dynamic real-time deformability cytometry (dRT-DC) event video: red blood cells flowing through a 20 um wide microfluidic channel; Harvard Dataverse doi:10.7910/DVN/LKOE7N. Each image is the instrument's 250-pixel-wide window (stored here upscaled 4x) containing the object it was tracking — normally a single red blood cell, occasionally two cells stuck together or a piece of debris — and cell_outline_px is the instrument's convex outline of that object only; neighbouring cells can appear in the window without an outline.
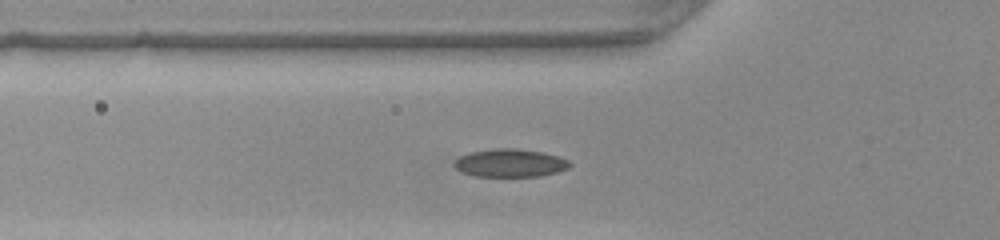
{"species": "common noctule bat (a hibernating species)", "species_latin": "Nyctalus noctula", "temperature_condition": "warm", "stored_images_in_passage": 39, "camera_frame_rate_fps": 3000, "um_per_image_px": 0.085, "animal": {"sex": "female", "body_mass_g": 22.0, "forearm_length_mm": 56.7}, "frame": {"image": 1, "passage_image": 12, "time_ms": 3.667, "image_size_px": [1000, 240], "cell_outline_px": [[572, 164], [568, 168], [556, 172], [540, 176], [476, 176], [460, 172], [452, 164], [460, 156], [472, 152], [500, 148], [512, 148], [540, 152], [556, 156], [568, 160]], "centroid_in_image_um": [43.34, 13.87], "position_along_channel_um": 82.5, "area_um2": 18.55}}
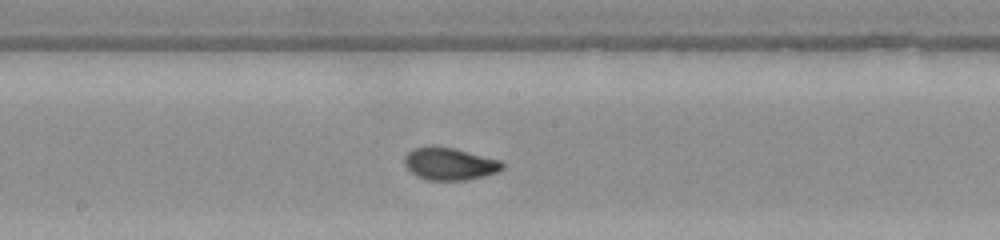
{"frame": {"image": 2, "passage_image": 21, "time_ms": 6.667, "image_size_px": [1000, 240], "cell_outline_px": [[504, 168], [496, 172], [484, 176], [468, 180], [428, 180], [416, 176], [404, 164], [404, 156], [408, 152], [416, 148], [452, 148], [500, 160], [504, 164]], "centroid_in_image_um": [38.24, 13.96], "position_along_channel_um": 210.0, "area_um2": 17.98}}
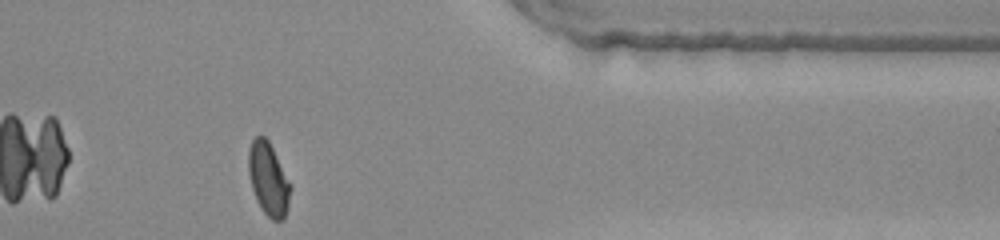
{"frame": {"image": 3, "passage_image": 35, "time_ms": 11.333, "image_size_px": [1000, 240], "cell_outline_px": [[292, 188], [284, 220], [272, 220], [264, 212], [256, 200], [252, 188], [248, 172], [248, 152], [252, 140], [256, 136], [264, 136], [268, 140], [292, 184]], "centroid_in_image_um": [22.82, 15.22], "position_along_channel_um": 388.6, "area_um2": 17.92}, "authors_computed_cell_mechanics": {"area_um2": 18.0336, "velocity_mm_per_s": 4.2369, "shape_relaxation_time_tau1_ms": 3.5739, "shape_relaxation_time_tau2_ms": null, "deformation_change_tau1": 0.151, "deformation_change_tau2": null}}